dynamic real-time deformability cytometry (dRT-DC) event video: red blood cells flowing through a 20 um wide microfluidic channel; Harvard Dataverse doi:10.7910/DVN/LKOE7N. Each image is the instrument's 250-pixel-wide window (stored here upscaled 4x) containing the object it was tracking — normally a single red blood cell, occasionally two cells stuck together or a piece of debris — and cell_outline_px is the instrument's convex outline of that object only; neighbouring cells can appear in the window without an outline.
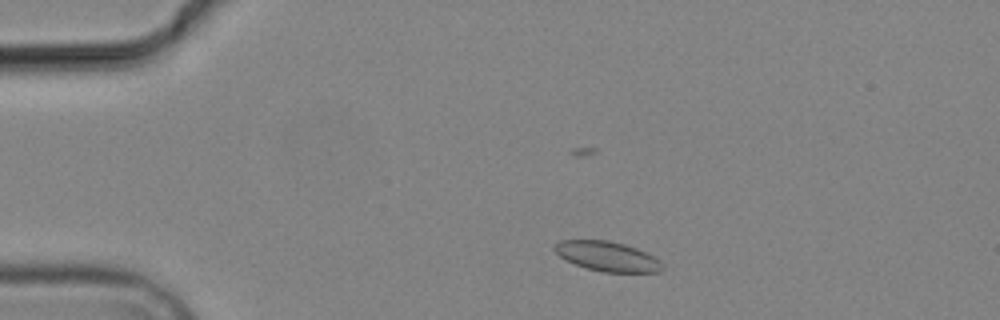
{"species": "common noctule bat (a hibernating species)", "species_latin": "Nyctalus noctula", "temperature_condition": "cold", "stored_images_in_passage": 4, "camera_frame_rate_fps": 3000, "um_per_image_px": 0.085, "animal": {"sex": "male", "body_mass_g": 19.2, "forearm_length_mm": 51.8}, "frame": {"image": 1, "passage_image": 2, "time_ms": 1.333, "image_size_px": [1000, 320], "cell_outline_px": [[664, 268], [660, 272], [604, 272], [588, 268], [576, 264], [560, 256], [552, 248], [560, 240], [608, 240], [624, 244], [636, 248], [660, 260], [664, 264]], "centroid_in_image_um": [51.65, 21.79], "position_along_channel_um": 33.3, "area_um2": 18.5}}
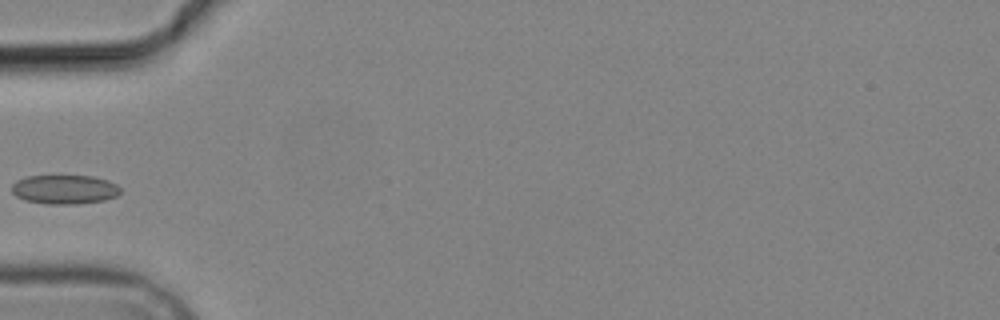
{"frame": {"image": 2, "passage_image": 4, "time_ms": 4.0, "image_size_px": [1000, 320], "cell_outline_px": [[120, 192], [116, 196], [104, 200], [76, 204], [48, 204], [28, 200], [16, 196], [12, 192], [12, 184], [16, 180], [28, 176], [92, 176], [108, 180], [116, 184], [120, 188]], "centroid_in_image_um": [5.49, 16.09], "position_along_channel_um": 79.5, "area_um2": 18.32}}